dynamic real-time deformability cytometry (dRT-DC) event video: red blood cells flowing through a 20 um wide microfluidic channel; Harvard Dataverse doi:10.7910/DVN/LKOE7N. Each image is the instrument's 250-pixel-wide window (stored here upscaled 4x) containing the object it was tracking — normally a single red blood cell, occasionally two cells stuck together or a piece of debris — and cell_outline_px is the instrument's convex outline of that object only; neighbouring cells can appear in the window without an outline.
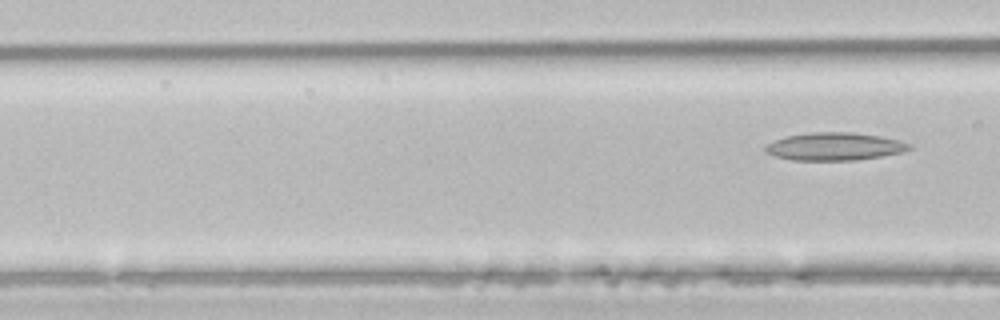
{"species": "common noctule bat (a hibernating species)", "species_latin": "Nyctalus noctula", "temperature_condition": "room temperature", "stored_images_in_passage": 6, "segment_of_instrument_passage": [2, 2], "camera_frame_rate_fps": 3000, "um_per_image_px": 0.085, "animal": {"sex": "male", "body_mass_g": 21.5, "forearm_length_mm": 52.0}, "frame": {"image": 1, "passage_image": 6, "time_ms": 1.667, "image_size_px": [1000, 320], "cell_outline_px": [[912, 148], [900, 152], [880, 156], [856, 160], [792, 160], [776, 156], [768, 152], [764, 148], [768, 144], [784, 136], [808, 132], [852, 132], [880, 136], [900, 140], [912, 144]], "centroid_in_image_um": [70.95, 12.44], "position_along_channel_um": 95.6, "area_um2": 23.18}}